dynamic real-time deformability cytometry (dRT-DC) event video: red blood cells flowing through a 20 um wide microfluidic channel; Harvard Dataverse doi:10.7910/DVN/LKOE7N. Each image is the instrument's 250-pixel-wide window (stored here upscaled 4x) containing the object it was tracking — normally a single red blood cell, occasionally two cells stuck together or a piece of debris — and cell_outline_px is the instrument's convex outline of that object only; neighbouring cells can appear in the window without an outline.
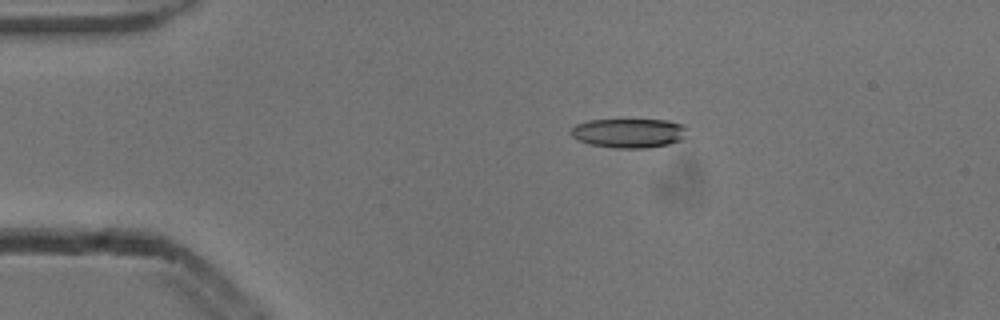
{"species": "common noctule bat (a hibernating species)", "species_latin": "Nyctalus noctula", "temperature_condition": "cold", "stored_images_in_passage": 5, "camera_frame_rate_fps": 3000, "um_per_image_px": 0.085, "animal": {"sex": "male", "body_mass_g": 13.3}, "frame": {"image": 1, "passage_image": 3, "time_ms": 0.667, "image_size_px": [1000, 320], "cell_outline_px": [[684, 140], [668, 144], [648, 148], [616, 148], [592, 144], [580, 140], [572, 136], [572, 128], [576, 124], [588, 120], [668, 120], [684, 124]], "centroid_in_image_um": [53.49, 11.31], "position_along_channel_um": 31.5, "area_um2": 19.65}}
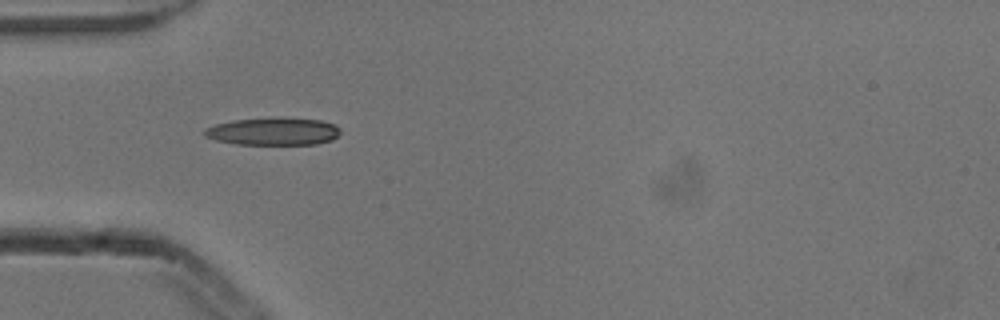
{"frame": {"image": 2, "passage_image": 4, "time_ms": 1.0, "image_size_px": [1000, 320], "cell_outline_px": [[340, 132], [332, 140], [316, 144], [236, 144], [216, 140], [204, 136], [204, 128], [216, 124], [232, 120], [280, 116], [320, 120], [336, 124], [340, 128]], "centroid_in_image_um": [23.24, 11.15], "position_along_channel_um": 61.8, "area_um2": 22.2}}
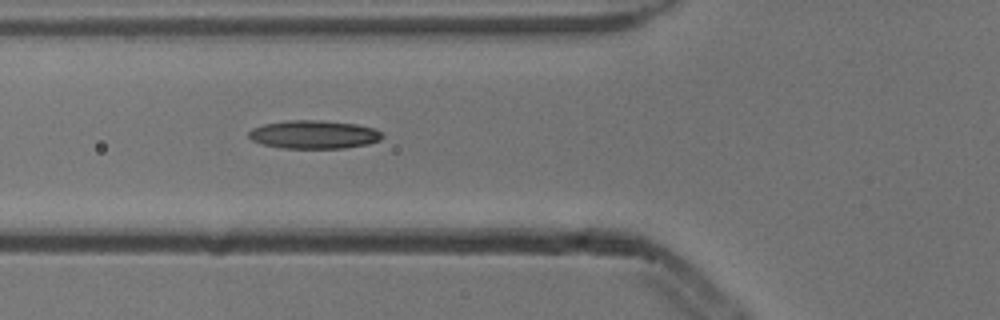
{"frame": {"image": 3, "passage_image": 5, "time_ms": 1.333, "image_size_px": [1000, 320], "cell_outline_px": [[384, 136], [380, 140], [368, 144], [344, 148], [284, 148], [260, 144], [252, 140], [248, 136], [248, 132], [252, 128], [264, 124], [288, 120], [320, 120], [356, 124], [376, 128]], "centroid_in_image_um": [26.68, 11.43], "position_along_channel_um": 99.1, "area_um2": 22.14}}